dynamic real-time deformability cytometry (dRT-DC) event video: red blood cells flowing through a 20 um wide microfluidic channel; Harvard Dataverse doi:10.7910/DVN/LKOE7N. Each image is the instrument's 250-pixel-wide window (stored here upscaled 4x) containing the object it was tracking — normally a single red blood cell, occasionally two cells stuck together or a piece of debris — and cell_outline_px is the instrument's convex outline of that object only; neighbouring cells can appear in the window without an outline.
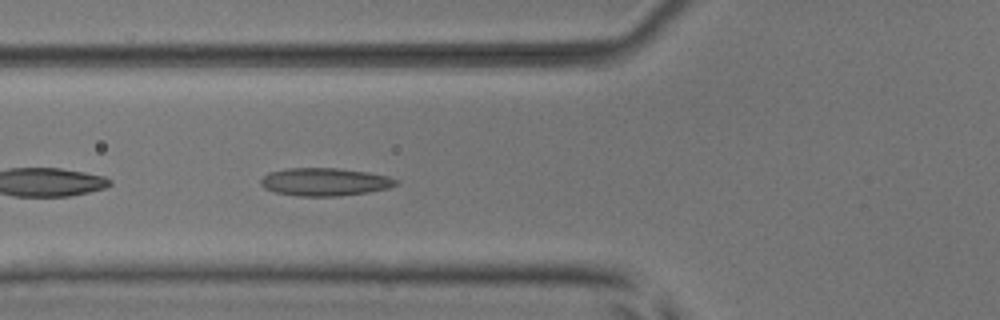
{"species": "common noctule bat (a hibernating species)", "species_latin": "Nyctalus noctula", "temperature_condition": "room temperature", "stored_images_in_passage": 47, "camera_frame_rate_fps": 3000, "um_per_image_px": 0.085, "animal": {"sex": "male", "body_mass_g": 17.9, "forearm_length_mm": 54.2}, "frame": {"image": 1, "passage_image": 20, "time_ms": 6.333, "image_size_px": [1000, 320], "cell_outline_px": [[400, 184], [388, 188], [368, 192], [340, 196], [296, 196], [276, 192], [264, 188], [260, 184], [260, 180], [268, 172], [288, 168], [336, 168], [368, 172], [388, 176], [400, 180]], "centroid_in_image_um": [27.63, 15.46], "position_along_channel_um": 98.2, "area_um2": 22.14}}
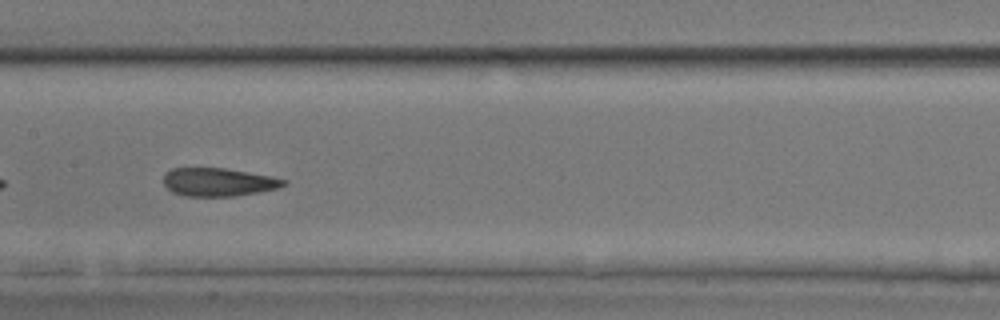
{"frame": {"image": 2, "passage_image": 27, "time_ms": 8.667, "image_size_px": [1000, 320], "cell_outline_px": [[288, 184], [280, 188], [260, 192], [236, 196], [184, 196], [172, 192], [164, 184], [164, 172], [172, 168], [224, 168], [272, 176], [288, 180]], "centroid_in_image_um": [18.6, 15.48], "position_along_channel_um": 188.8, "area_um2": 20.0}}
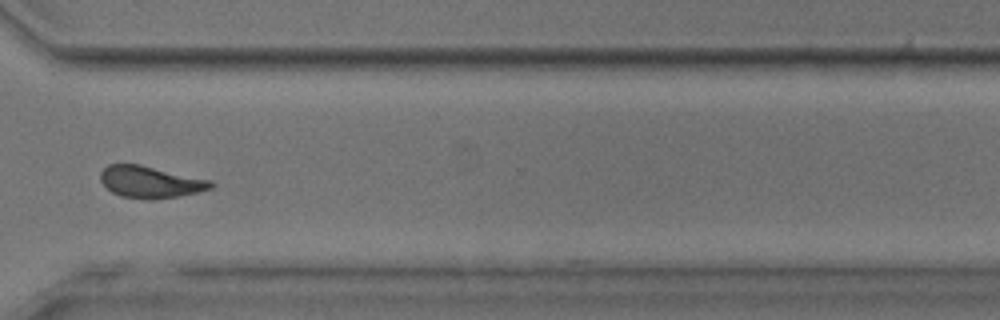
{"frame": {"image": 3, "passage_image": 40, "time_ms": 13.0, "image_size_px": [1000, 320], "cell_outline_px": [[216, 184], [212, 188], [180, 196], [144, 200], [120, 196], [112, 192], [100, 180], [100, 172], [108, 164], [140, 164], [212, 180]], "centroid_in_image_um": [12.79, 15.46], "position_along_channel_um": 357.8, "area_um2": 20.58}, "authors_computed_cell_mechanics": {"area_um2": 20.808, "velocity_mm_per_s": 3.8838, "shape_relaxation_time_tau1_ms": 10.4276, "shape_relaxation_time_tau2_ms": 2.1774, "deformation_change_tau1": 0.1829, "deformation_change_tau2": 0.0925}}